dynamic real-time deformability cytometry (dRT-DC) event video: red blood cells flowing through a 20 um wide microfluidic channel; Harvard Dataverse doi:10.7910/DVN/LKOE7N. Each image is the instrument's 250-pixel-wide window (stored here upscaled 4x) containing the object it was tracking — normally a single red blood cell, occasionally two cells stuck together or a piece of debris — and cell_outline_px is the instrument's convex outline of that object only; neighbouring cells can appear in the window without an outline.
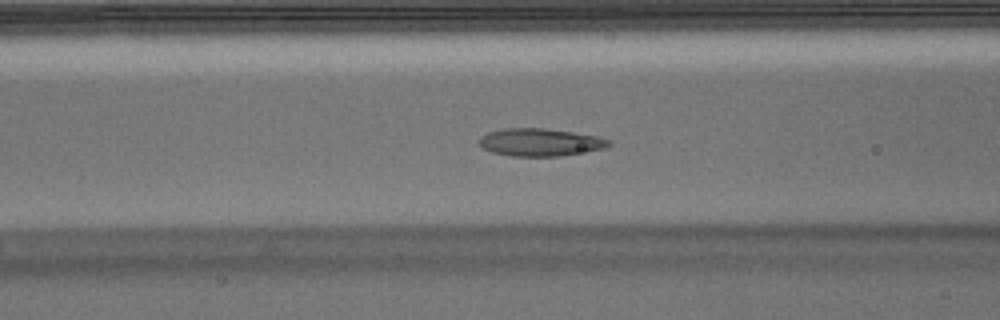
{"species": "Egyptian fruit bat (a non-hibernating species)", "species_latin": "Rousettus aegyptiacus", "temperature_condition": "warm", "stored_images_in_passage": 52, "camera_frame_rate_fps": 3000, "um_per_image_px": 0.085, "animal": {"sex": "male"}, "frame": {"image": 1, "passage_image": 19, "time_ms": 6.0, "image_size_px": [1000, 320], "cell_outline_px": [[612, 144], [604, 148], [560, 156], [512, 156], [492, 152], [476, 144], [476, 140], [480, 136], [488, 132], [504, 128], [544, 128], [572, 132], [596, 136], [608, 140]], "centroid_in_image_um": [45.83, 12.09], "position_along_channel_um": 120.8, "area_um2": 20.87}}
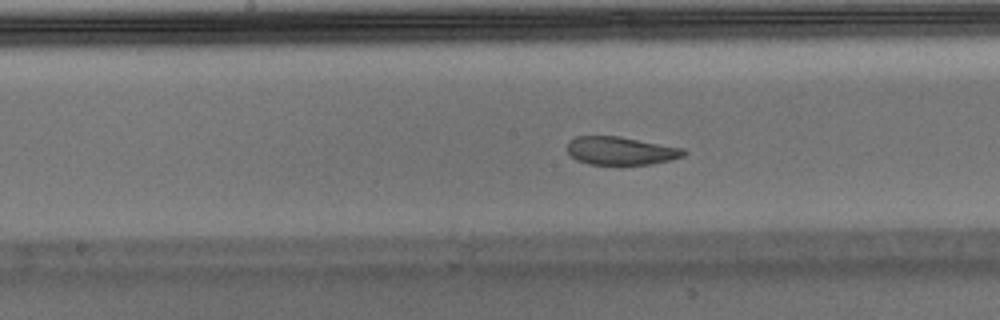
{"frame": {"image": 2, "passage_image": 25, "time_ms": 8.0, "image_size_px": [1000, 320], "cell_outline_px": [[688, 152], [684, 156], [672, 160], [652, 164], [588, 164], [576, 160], [568, 152], [568, 140], [576, 136], [620, 136], [684, 148]], "centroid_in_image_um": [52.79, 12.81], "position_along_channel_um": 195.4, "area_um2": 19.25}}
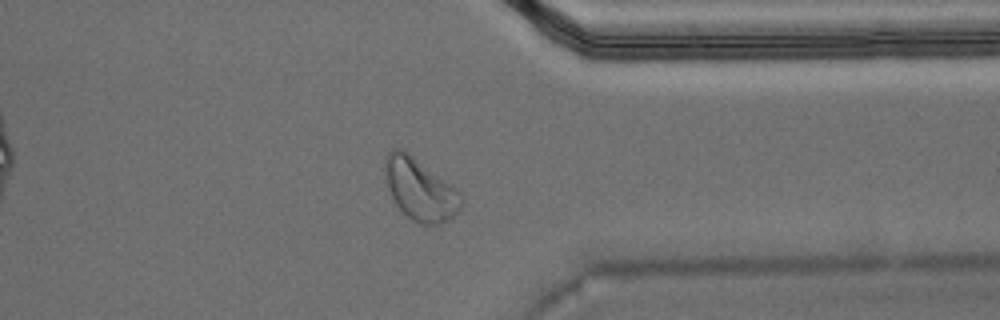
{"frame": {"image": 3, "passage_image": 40, "time_ms": 13.0, "image_size_px": [1000, 320], "cell_outline_px": [[464, 204], [448, 220], [440, 224], [420, 224], [412, 220], [396, 204], [392, 196], [384, 172], [384, 160], [388, 152], [392, 148], [404, 148], [456, 188], [460, 192], [464, 200]], "centroid_in_image_um": [35.71, 16.06], "position_along_channel_um": 375.7, "area_um2": 27.51}, "authors_computed_cell_mechanics": {"area_um2": 21.2126, "velocity_mm_per_s": 3.7396, "shape_relaxation_time_tau1_ms": 6.2058, "shape_relaxation_time_tau2_ms": 1.7601, "deformation_change_tau1": 0.1768, "deformation_change_tau2": 0.0789}}